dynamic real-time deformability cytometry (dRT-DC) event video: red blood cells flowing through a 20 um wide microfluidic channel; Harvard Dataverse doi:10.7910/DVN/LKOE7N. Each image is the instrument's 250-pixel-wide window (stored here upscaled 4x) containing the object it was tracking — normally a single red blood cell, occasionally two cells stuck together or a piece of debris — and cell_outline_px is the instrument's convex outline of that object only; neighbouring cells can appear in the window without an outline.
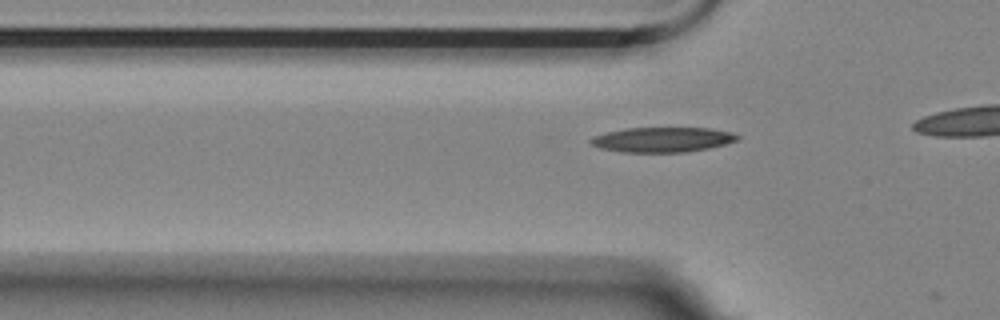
{"species": "Egyptian fruit bat (a non-hibernating species)", "species_latin": "Rousettus aegyptiacus", "temperature_condition": "room temperature", "stored_images_in_passage": 7, "camera_frame_rate_fps": 3000, "um_per_image_px": 0.085, "animal": {"sex": "female"}, "frame": {"image": 1, "passage_image": 6, "time_ms": 1.667, "image_size_px": [1000, 320], "cell_outline_px": [[740, 136], [736, 140], [724, 144], [708, 148], [688, 152], [624, 152], [600, 148], [592, 144], [588, 140], [592, 136], [624, 128], [708, 128], [732, 132]], "centroid_in_image_um": [56.29, 11.87], "position_along_channel_um": 69.5, "area_um2": 21.21}}